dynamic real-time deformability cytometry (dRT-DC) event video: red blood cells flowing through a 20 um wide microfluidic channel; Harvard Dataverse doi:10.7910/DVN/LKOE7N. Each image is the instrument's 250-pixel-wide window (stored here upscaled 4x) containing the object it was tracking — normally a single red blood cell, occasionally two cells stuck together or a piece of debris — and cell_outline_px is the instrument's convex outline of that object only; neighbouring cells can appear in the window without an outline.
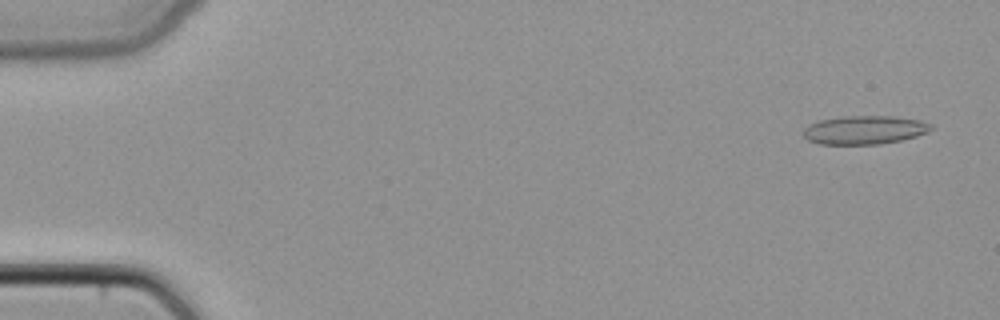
{"species": "common noctule bat (a hibernating species)", "species_latin": "Nyctalus noctula", "temperature_condition": "cold", "stored_images_in_passage": 48, "camera_frame_rate_fps": 3000, "um_per_image_px": 0.085, "animal": {"sex": "female", "body_mass_g": 22.7, "forearm_length_mm": 54.2}, "frame": {"image": 1, "passage_image": 3, "time_ms": 0.667, "image_size_px": [1000, 320], "cell_outline_px": [[932, 128], [928, 132], [916, 136], [900, 140], [880, 144], [820, 144], [808, 140], [804, 136], [804, 128], [808, 124], [820, 120], [844, 116], [892, 116], [920, 120], [932, 124]], "centroid_in_image_um": [73.48, 11.04], "position_along_channel_um": 11.5, "area_um2": 21.21}}
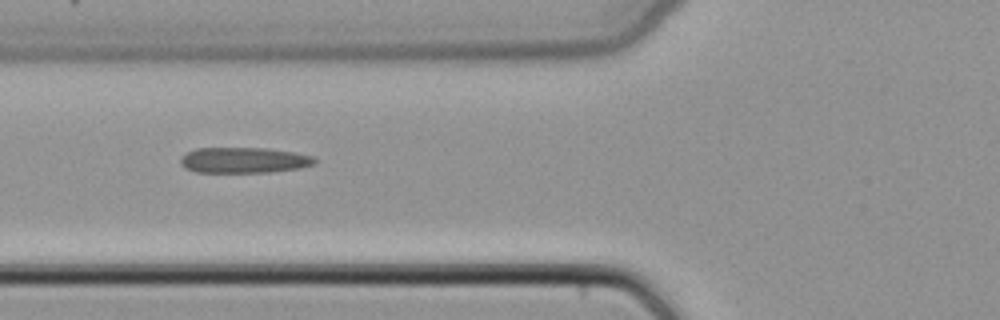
{"frame": {"image": 2, "passage_image": 19, "time_ms": 6.0, "image_size_px": [1000, 320], "cell_outline_px": [[316, 164], [300, 168], [272, 172], [196, 172], [184, 168], [180, 164], [180, 156], [196, 148], [268, 148], [296, 152], [316, 156]], "centroid_in_image_um": [20.77, 13.61], "position_along_channel_um": 105.0, "area_um2": 20.4}}
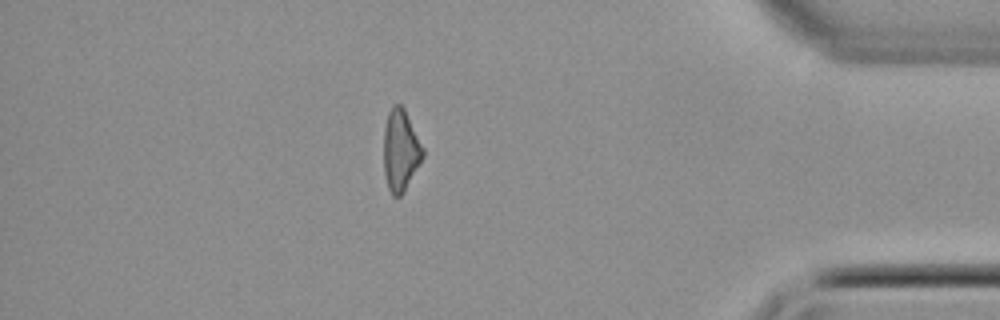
{"frame": {"image": 3, "passage_image": 42, "time_ms": 13.667, "image_size_px": [1000, 320], "cell_outline_px": [[424, 156], [420, 164], [404, 192], [400, 196], [392, 196], [388, 188], [384, 172], [384, 128], [388, 112], [392, 104], [400, 104], [404, 108], [424, 148]], "centroid_in_image_um": [34.05, 12.78], "position_along_channel_um": 401.1, "area_um2": 18.73}}